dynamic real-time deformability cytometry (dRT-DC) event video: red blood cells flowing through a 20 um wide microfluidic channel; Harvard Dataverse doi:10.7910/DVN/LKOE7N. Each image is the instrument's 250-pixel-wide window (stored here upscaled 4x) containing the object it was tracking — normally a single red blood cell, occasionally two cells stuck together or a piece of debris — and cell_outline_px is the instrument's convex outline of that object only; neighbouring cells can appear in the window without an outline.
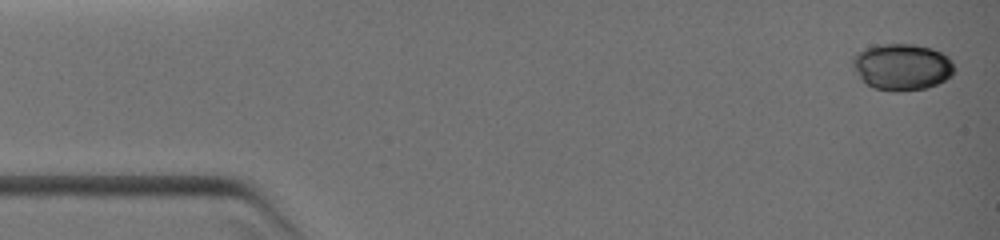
{"species": "common noctule bat (a hibernating species)", "species_latin": "Nyctalus noctula", "temperature_condition": "warm", "stored_images_in_passage": 36, "camera_frame_rate_fps": 3000, "um_per_image_px": 0.085, "animal": {"sex": "female", "body_mass_g": 19.0, "forearm_length_mm": 51.5}, "frame": {"image": 1, "passage_image": 1, "time_ms": 0.0, "image_size_px": [1000, 240], "cell_outline_px": [[956, 68], [952, 76], [928, 88], [900, 92], [892, 92], [872, 88], [860, 80], [852, 68], [852, 56], [856, 52], [864, 48], [876, 44], [912, 44], [932, 48], [948, 56], [952, 60]], "centroid_in_image_um": [76.63, 5.7], "position_along_channel_um": 8.4, "area_um2": 28.32}}
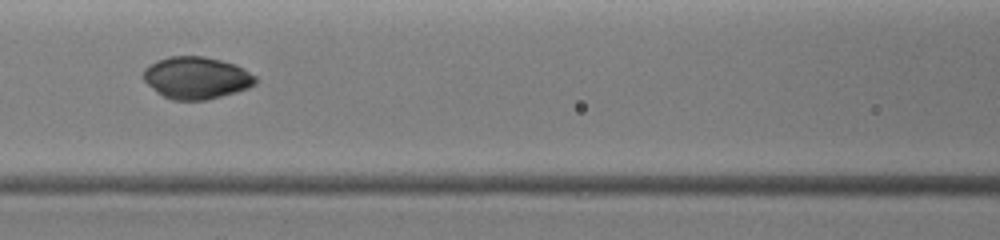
{"frame": {"image": 2, "passage_image": 16, "time_ms": 5.667, "image_size_px": [1000, 240], "cell_outline_px": [[256, 84], [248, 88], [236, 92], [204, 100], [172, 100], [156, 92], [144, 80], [144, 68], [156, 60], [168, 56], [204, 56], [236, 64], [244, 68], [256, 76]], "centroid_in_image_um": [16.7, 6.6], "position_along_channel_um": 149.9, "area_um2": 27.57}}
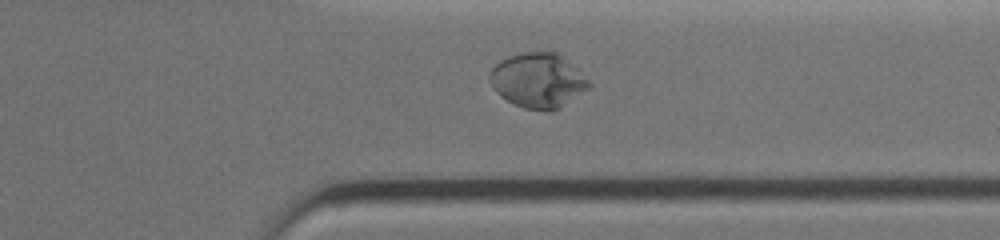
{"frame": {"image": 3, "passage_image": 31, "time_ms": 10.333, "image_size_px": [1000, 240], "cell_outline_px": [[592, 88], [552, 112], [544, 112], [524, 108], [508, 100], [496, 92], [492, 88], [488, 80], [488, 72], [500, 60], [508, 56], [524, 52], [556, 52], [588, 80], [592, 84]], "centroid_in_image_um": [45.7, 6.86], "position_along_channel_um": 365.7, "area_um2": 31.67}}